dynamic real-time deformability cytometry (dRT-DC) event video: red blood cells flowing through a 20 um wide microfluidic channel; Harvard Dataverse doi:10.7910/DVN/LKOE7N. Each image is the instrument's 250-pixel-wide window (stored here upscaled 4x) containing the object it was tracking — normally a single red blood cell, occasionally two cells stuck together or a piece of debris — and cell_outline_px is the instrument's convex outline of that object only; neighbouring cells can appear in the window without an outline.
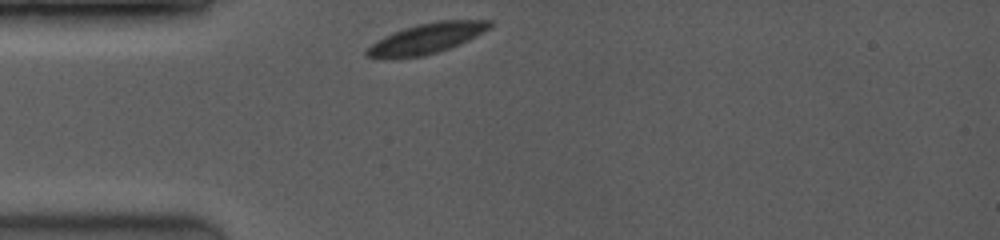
{"species": "common noctule bat (a hibernating species)", "species_latin": "Nyctalus noctula", "temperature_condition": "room temperature", "stored_images_in_passage": 31, "camera_frame_rate_fps": 3500, "um_per_image_px": 0.085, "animal": {"sex": "female", "body_mass_g": 19.0, "forearm_length_mm": 53.3}, "frame": {"image": 1, "passage_image": 1, "time_ms": 0.0, "image_size_px": [1000, 240], "cell_outline_px": [[492, 24], [484, 32], [476, 36], [448, 48], [424, 56], [364, 56], [364, 52], [376, 40], [392, 32], [404, 28], [420, 24], [440, 20], [492, 20]], "centroid_in_image_um": [36.29, 3.23], "position_along_channel_um": 48.7, "area_um2": 20.92}}
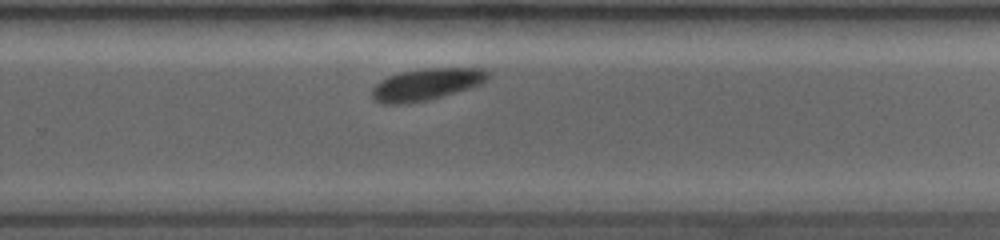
{"frame": {"image": 2, "passage_image": 21, "time_ms": 6.571, "image_size_px": [1000, 240], "cell_outline_px": [[492, 76], [488, 80], [480, 84], [468, 88], [428, 100], [408, 104], [380, 104], [372, 100], [372, 88], [380, 80], [388, 76], [400, 72], [424, 68], [484, 68]], "centroid_in_image_um": [36.22, 7.17], "position_along_channel_um": 293.6, "area_um2": 21.73}}
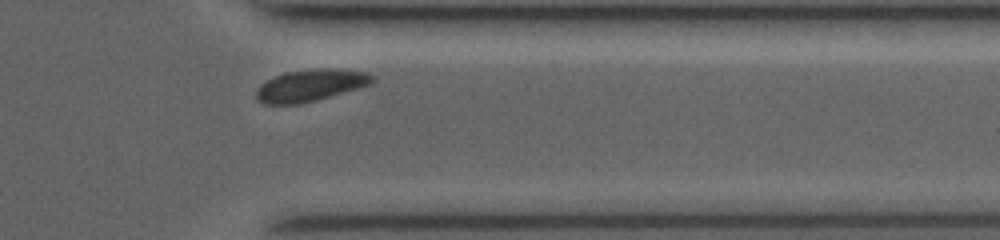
{"frame": {"image": 3, "passage_image": 29, "time_ms": 8.857, "image_size_px": [1000, 240], "cell_outline_px": [[376, 80], [372, 84], [316, 100], [300, 104], [264, 104], [256, 96], [256, 88], [260, 84], [284, 72], [316, 68], [328, 68], [368, 72], [376, 76]], "centroid_in_image_um": [26.43, 7.24], "position_along_channel_um": 385.0, "area_um2": 21.62}, "authors_computed_cell_mechanics": {"area_um2": 21.9062, "velocity_mm_per_s": 3.9325, "shape_relaxation_time_tau1_ms": 1.7133, "shape_relaxation_time_tau2_ms": null, "deformation_change_tau1": 0.0475, "deformation_change_tau2": null}}